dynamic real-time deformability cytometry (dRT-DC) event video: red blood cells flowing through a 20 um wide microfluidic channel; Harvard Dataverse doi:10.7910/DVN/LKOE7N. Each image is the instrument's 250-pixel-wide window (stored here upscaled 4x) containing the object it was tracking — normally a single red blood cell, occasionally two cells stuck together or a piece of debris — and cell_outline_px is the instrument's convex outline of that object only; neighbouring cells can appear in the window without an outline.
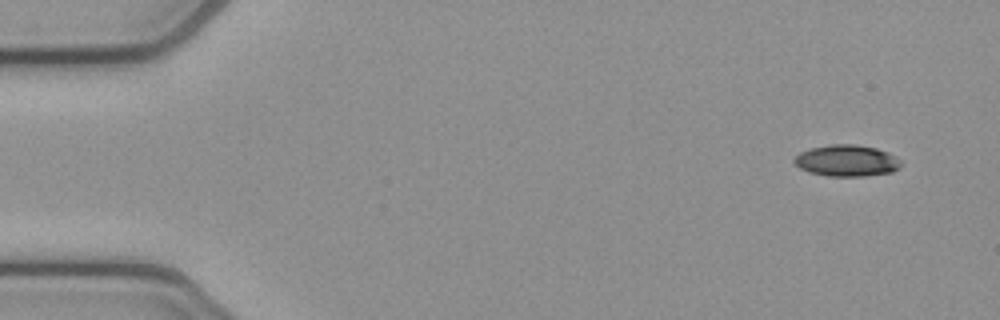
{"species": "common noctule bat (a hibernating species)", "species_latin": "Nyctalus noctula", "temperature_condition": "cold", "stored_images_in_passage": 6, "camera_frame_rate_fps": 3000, "um_per_image_px": 0.085, "animal": {"sex": "female", "body_mass_g": 21.9}, "frame": {"image": 1, "passage_image": 1, "time_ms": 0.0, "image_size_px": [1000, 320], "cell_outline_px": [[900, 168], [892, 172], [864, 176], [828, 176], [808, 172], [800, 168], [792, 160], [800, 152], [808, 148], [832, 144], [856, 144], [876, 148], [888, 152], [896, 156], [900, 160]], "centroid_in_image_um": [71.97, 13.65], "position_along_channel_um": 13.0, "area_um2": 19.71}}
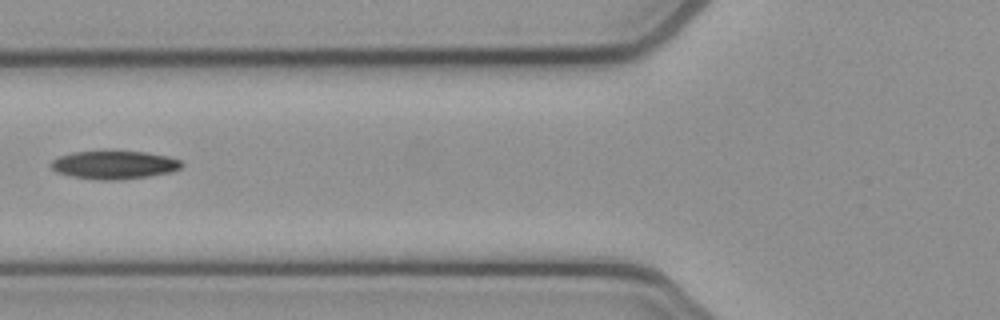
{"frame": {"image": 2, "passage_image": 5, "time_ms": 1.333, "image_size_px": [1000, 320], "cell_outline_px": [[184, 164], [180, 168], [172, 172], [148, 176], [120, 180], [96, 180], [72, 176], [56, 172], [52, 168], [52, 160], [60, 156], [72, 152], [112, 148], [148, 152], [168, 156], [180, 160]], "centroid_in_image_um": [9.72, 13.97], "position_along_channel_um": 116.1, "area_um2": 22.43}}
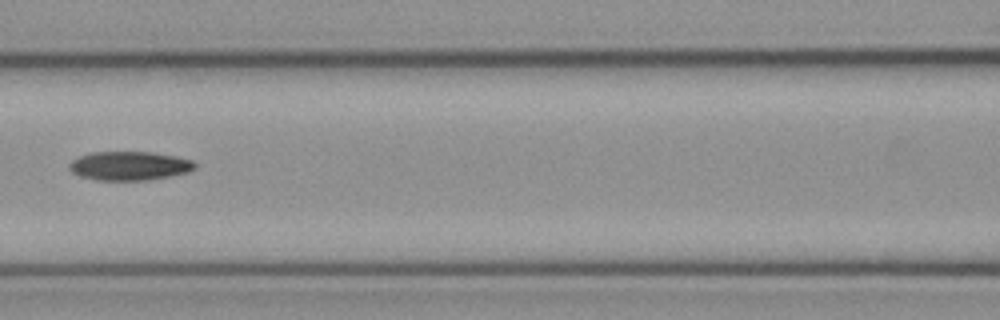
{"frame": {"image": 3, "passage_image": 6, "time_ms": 1.667, "image_size_px": [1000, 320], "cell_outline_px": [[196, 168], [188, 172], [148, 180], [96, 180], [80, 176], [72, 172], [68, 168], [68, 164], [72, 160], [80, 156], [92, 152], [152, 152], [176, 156], [192, 160], [196, 164]], "centroid_in_image_um": [10.99, 14.09], "position_along_channel_um": 155.6, "area_um2": 21.15}}